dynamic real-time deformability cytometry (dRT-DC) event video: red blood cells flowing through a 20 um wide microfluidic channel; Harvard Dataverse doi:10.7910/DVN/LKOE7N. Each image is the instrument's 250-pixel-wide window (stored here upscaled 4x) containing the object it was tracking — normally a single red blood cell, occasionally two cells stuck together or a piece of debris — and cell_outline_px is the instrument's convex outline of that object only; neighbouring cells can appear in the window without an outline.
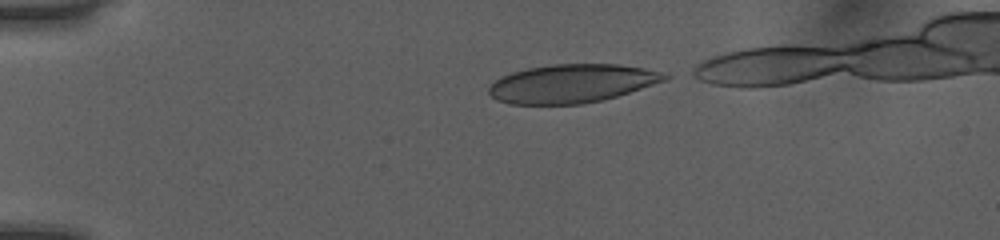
{"species": "human", "species_latin": "Homo sapiens", "temperature_condition": "room temperature", "stored_images_in_passage": 36, "camera_frame_rate_fps": 3000, "um_per_image_px": 0.085, "donor": {"sex": "female"}, "frame": {"image": 1, "passage_image": 1, "time_ms": 0.0, "image_size_px": [1000, 240], "cell_outline_px": [[676, 76], [668, 80], [616, 96], [600, 100], [580, 104], [508, 104], [496, 100], [488, 92], [488, 88], [500, 76], [512, 72], [528, 68], [552, 64], [620, 64], [668, 72]], "centroid_in_image_um": [48.67, 7.08], "position_along_channel_um": 36.3, "area_um2": 39.77}}
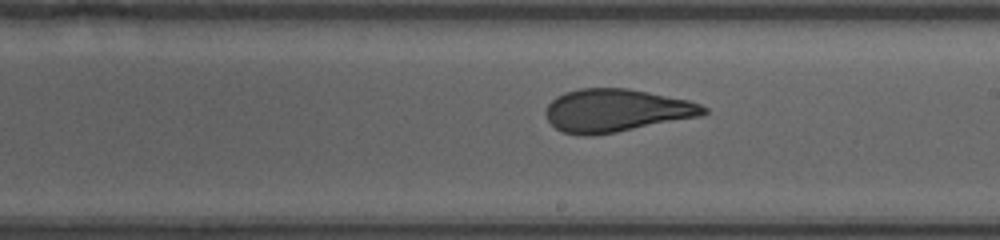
{"frame": {"image": 2, "passage_image": 20, "time_ms": 6.333, "image_size_px": [1000, 240], "cell_outline_px": [[708, 112], [704, 116], [616, 132], [588, 136], [584, 136], [560, 132], [548, 120], [544, 112], [548, 104], [556, 96], [564, 92], [580, 88], [628, 88], [688, 100], [700, 104], [708, 108]], "centroid_in_image_um": [52.38, 9.39], "position_along_channel_um": 236.6, "area_um2": 39.71}}
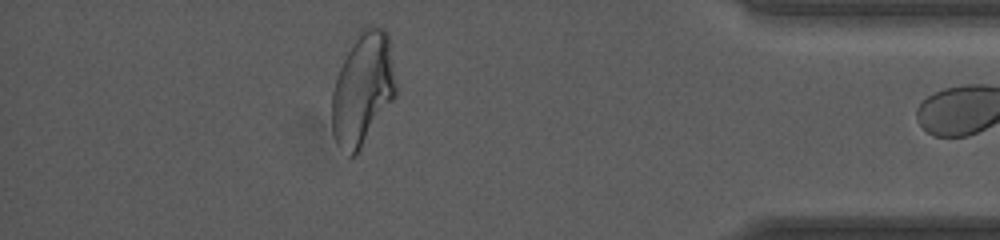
{"frame": {"image": 3, "passage_image": 35, "time_ms": 11.333, "image_size_px": [1000, 240], "cell_outline_px": [[396, 96], [356, 156], [348, 156], [336, 144], [332, 132], [332, 92], [336, 76], [356, 32], [360, 28], [368, 24], [372, 24], [384, 28], [388, 32], [396, 84]], "centroid_in_image_um": [30.83, 7.53], "position_along_channel_um": 404.4, "area_um2": 42.66}}